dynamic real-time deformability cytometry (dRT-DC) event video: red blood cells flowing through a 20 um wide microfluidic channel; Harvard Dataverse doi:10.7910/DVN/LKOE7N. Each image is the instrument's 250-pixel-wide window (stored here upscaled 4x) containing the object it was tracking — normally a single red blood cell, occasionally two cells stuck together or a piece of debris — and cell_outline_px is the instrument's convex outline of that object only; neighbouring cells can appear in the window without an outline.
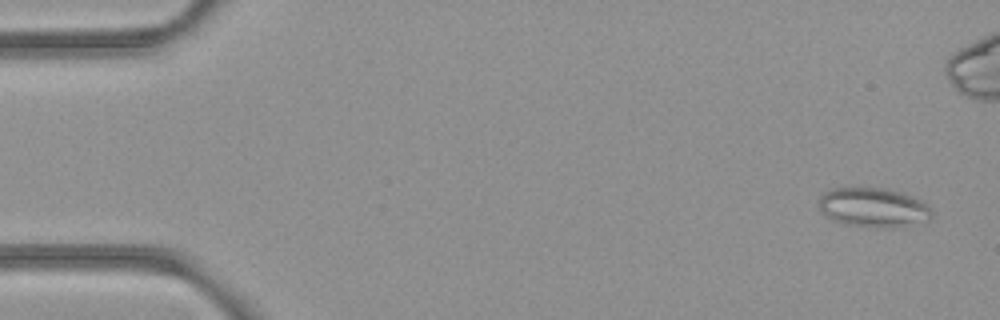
{"species": "common noctule bat (a hibernating species)", "species_latin": "Nyctalus noctula", "temperature_condition": "room temperature", "stored_images_in_passage": 6, "camera_frame_rate_fps": 3000, "um_per_image_px": 0.085, "animal": {"sex": "female", "body_mass_g": 21.9}, "frame": {"image": 1, "passage_image": 1, "time_ms": 0.0, "image_size_px": [1000, 320], "cell_outline_px": [[932, 216], [892, 228], [876, 228], [840, 224], [832, 220], [820, 212], [820, 196], [824, 192], [832, 188], [880, 188], [900, 192], [912, 196], [920, 200], [932, 212]], "centroid_in_image_um": [74.12, 17.64], "position_along_channel_um": 10.9, "area_um2": 25.49}}